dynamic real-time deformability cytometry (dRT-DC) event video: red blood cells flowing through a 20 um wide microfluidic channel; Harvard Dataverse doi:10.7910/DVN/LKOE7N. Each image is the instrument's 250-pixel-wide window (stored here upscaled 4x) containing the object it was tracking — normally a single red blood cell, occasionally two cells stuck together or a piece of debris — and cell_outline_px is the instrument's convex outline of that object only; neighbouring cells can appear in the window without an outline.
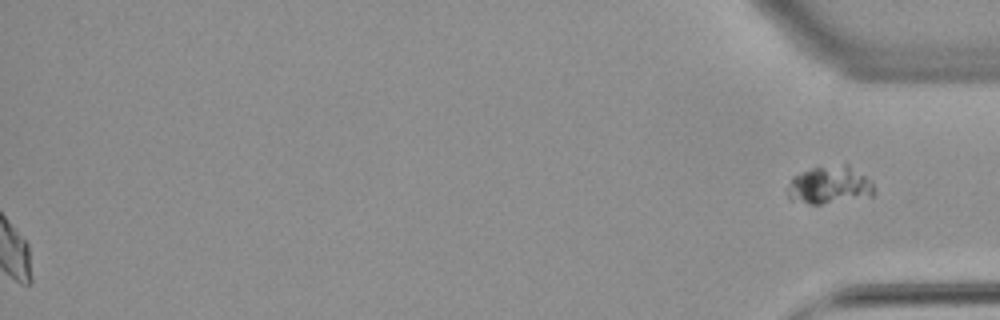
{"species": "common noctule bat (a hibernating species)", "species_latin": "Nyctalus noctula", "temperature_condition": "warm", "stored_images_in_passage": 49, "segment_of_instrument_passage": [2, 2], "camera_frame_rate_fps": 3000, "um_per_image_px": 0.085, "animal": {"sex": "female", "body_mass_g": 22.7, "forearm_length_mm": 54.2}, "frame": {"image": 1, "passage_image": 49, "time_ms": 16.0, "image_size_px": [1000, 320], "cell_outline_px": [[872, 196], [820, 204], [808, 204], [788, 200], [788, 188], [792, 176], [812, 168], [844, 164], [848, 164], [864, 176], [872, 184]], "centroid_in_image_um": [70.44, 15.74], "position_along_channel_um": 364.8, "area_um2": 18.73}}